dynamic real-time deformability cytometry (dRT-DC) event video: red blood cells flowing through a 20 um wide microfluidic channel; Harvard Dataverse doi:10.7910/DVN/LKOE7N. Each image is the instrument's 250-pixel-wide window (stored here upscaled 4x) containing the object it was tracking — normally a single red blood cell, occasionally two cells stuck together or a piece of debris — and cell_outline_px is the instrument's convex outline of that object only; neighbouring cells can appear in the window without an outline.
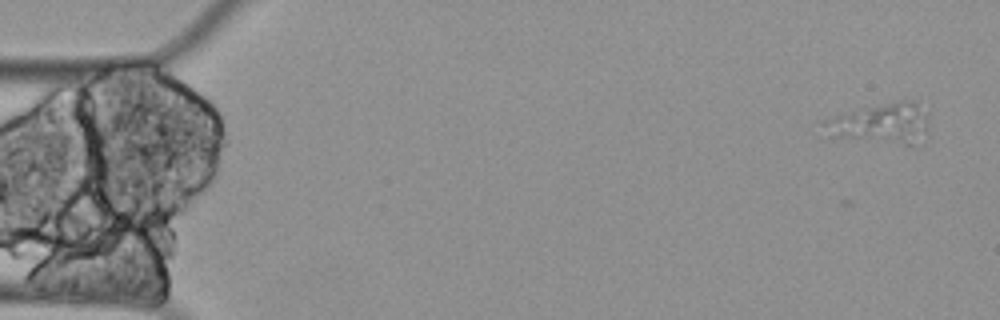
{"species": "Egyptian fruit bat (a non-hibernating species)", "species_latin": "Rousettus aegyptiacus", "temperature_condition": "cold", "stored_images_in_passage": 13, "camera_frame_rate_fps": 3000, "um_per_image_px": 0.085, "animal": {"sex": "female"}, "frame": {"image": 1, "passage_image": 1, "time_ms": 0.0, "image_size_px": [1000, 320], "cell_outline_px": [[928, 128], [924, 144], [912, 148], [832, 136], [820, 120], [832, 116], [860, 108], [900, 100], [916, 100], [928, 112]], "centroid_in_image_um": [75.05, 10.54], "position_along_channel_um": 9.9, "area_um2": 26.07}}
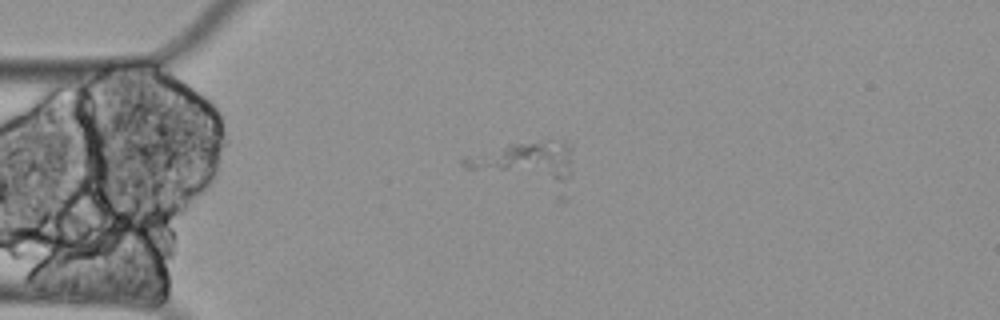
{"frame": {"image": 2, "passage_image": 13, "time_ms": 4.0, "image_size_px": [1000, 320], "cell_outline_px": [[572, 172], [564, 180], [556, 180], [464, 168], [460, 164], [460, 156], [512, 144], [548, 136], [564, 140], [572, 144]], "centroid_in_image_um": [44.69, 13.52], "position_along_channel_um": 40.3, "area_um2": 24.1}}